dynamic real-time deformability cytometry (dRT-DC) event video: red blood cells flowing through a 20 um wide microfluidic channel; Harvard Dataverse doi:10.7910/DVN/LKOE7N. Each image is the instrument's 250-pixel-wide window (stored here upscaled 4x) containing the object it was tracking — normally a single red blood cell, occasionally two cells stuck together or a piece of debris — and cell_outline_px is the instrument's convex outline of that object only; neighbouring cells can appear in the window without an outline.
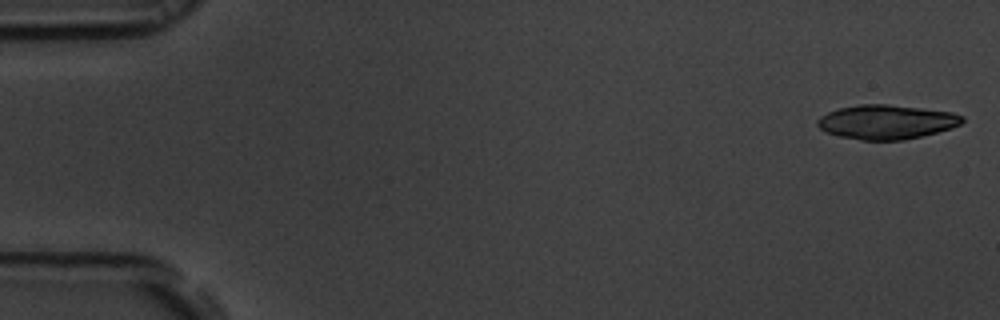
{"species": "common noctule bat (a hibernating species)", "species_latin": "Nyctalus noctula", "temperature_condition": "room temperature", "stored_images_in_passage": 54, "camera_frame_rate_fps": 3000, "um_per_image_px": 0.085, "animal": {"sex": "male", "body_mass_g": 19.5, "forearm_length_mm": 54.6}, "frame": {"image": 1, "passage_image": 1, "time_ms": 0.0, "image_size_px": [1000, 320], "cell_outline_px": [[964, 120], [960, 124], [936, 132], [904, 140], [860, 140], [840, 136], [828, 132], [820, 128], [816, 124], [816, 120], [820, 116], [828, 112], [840, 108], [860, 104], [888, 104], [952, 112], [964, 116]], "centroid_in_image_um": [75.33, 10.36], "position_along_channel_um": 9.7, "area_um2": 28.67}}
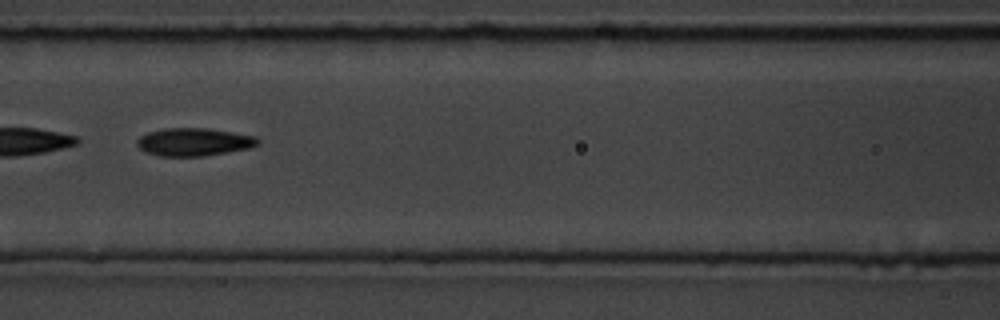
{"frame": {"image": 2, "passage_image": 24, "time_ms": 7.667, "image_size_px": [1000, 320], "cell_outline_px": [[260, 140], [256, 144], [248, 148], [204, 156], [160, 156], [148, 152], [140, 148], [136, 144], [136, 140], [140, 136], [148, 132], [164, 128], [208, 128], [256, 136]], "centroid_in_image_um": [16.46, 12.06], "position_along_channel_um": 150.1, "area_um2": 19.48}, "authors_computed_cell_mechanics": {"area_um2": 19.8254, "velocity_mm_per_s": 3.6989, "shape_relaxation_time_tau1_ms": 4.3619, "shape_relaxation_time_tau2_ms": 3.7499, "deformation_change_tau1": 0.1484, "deformation_change_tau2": 0.1177}}